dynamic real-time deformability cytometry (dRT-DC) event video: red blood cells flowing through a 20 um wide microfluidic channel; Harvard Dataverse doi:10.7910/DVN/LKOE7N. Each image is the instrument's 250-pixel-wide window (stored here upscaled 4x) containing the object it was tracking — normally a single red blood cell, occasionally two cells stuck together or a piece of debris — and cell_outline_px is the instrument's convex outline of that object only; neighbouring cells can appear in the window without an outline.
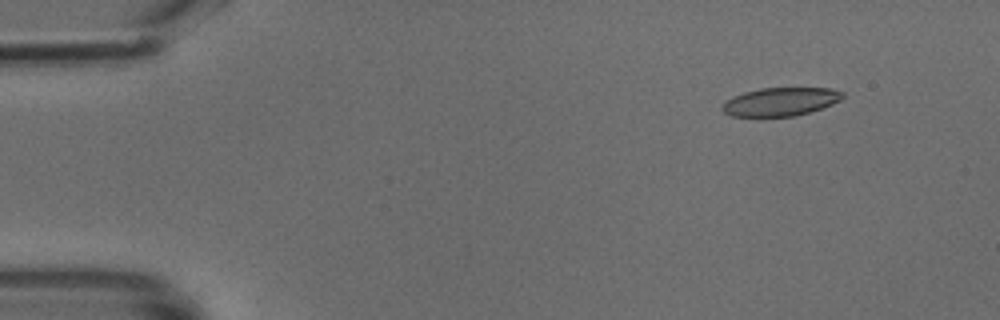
{"species": "common noctule bat (a hibernating species)", "species_latin": "Nyctalus noctula", "temperature_condition": "cold", "stored_images_in_passage": 10, "camera_frame_rate_fps": 3000, "um_per_image_px": 0.085, "animal": {"sex": "male", "body_mass_g": 18.8}, "frame": {"image": 1, "passage_image": 1, "time_ms": 0.0, "image_size_px": [1000, 320], "cell_outline_px": [[844, 96], [840, 100], [832, 104], [796, 116], [732, 116], [724, 112], [720, 108], [720, 104], [724, 100], [732, 96], [744, 92], [760, 88], [828, 88], [844, 92]], "centroid_in_image_um": [66.28, 8.64], "position_along_channel_um": 18.7, "area_um2": 19.94}}
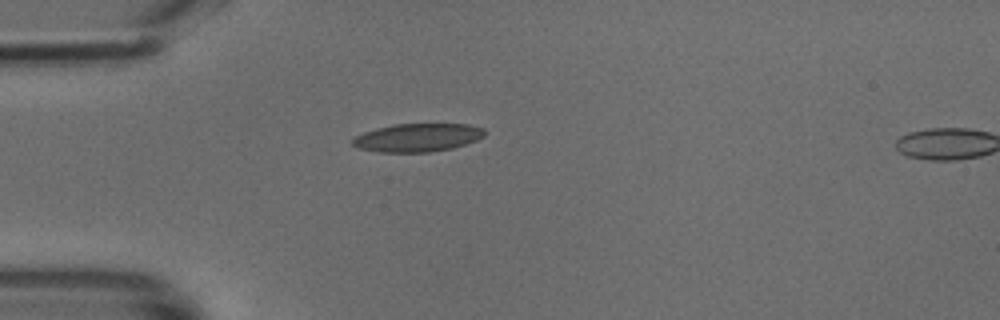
{"frame": {"image": 2, "passage_image": 9, "time_ms": 2.667, "image_size_px": [1000, 320], "cell_outline_px": [[484, 136], [476, 140], [452, 148], [428, 152], [376, 152], [356, 148], [352, 144], [352, 140], [356, 136], [364, 132], [376, 128], [392, 124], [468, 124], [484, 128]], "centroid_in_image_um": [35.45, 11.69], "position_along_channel_um": 49.5, "area_um2": 21.73}}